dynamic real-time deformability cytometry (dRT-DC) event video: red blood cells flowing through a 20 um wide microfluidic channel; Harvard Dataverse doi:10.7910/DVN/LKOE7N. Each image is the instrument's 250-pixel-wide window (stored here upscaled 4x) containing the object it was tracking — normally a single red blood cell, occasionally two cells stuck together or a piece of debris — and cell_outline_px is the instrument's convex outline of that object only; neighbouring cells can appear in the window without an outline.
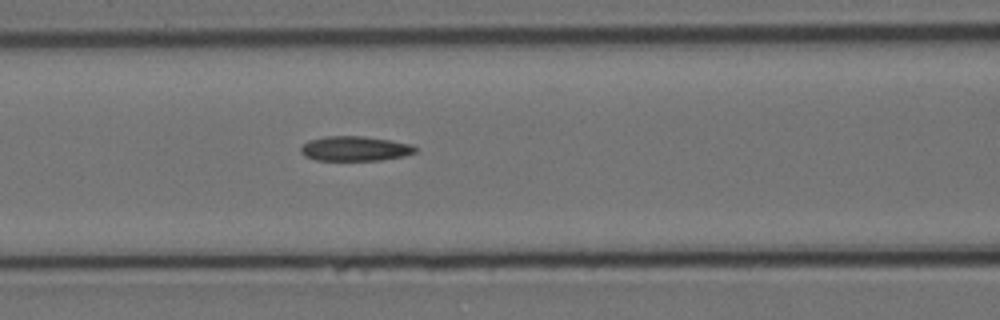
{"species": "Egyptian fruit bat (a non-hibernating species)", "species_latin": "Rousettus aegyptiacus", "temperature_condition": "cold", "stored_images_in_passage": 15, "camera_frame_rate_fps": 3000, "um_per_image_px": 0.085, "animal": {"sex": "female"}, "frame": {"image": 1, "passage_image": 5, "time_ms": 1.333, "image_size_px": [1000, 320], "cell_outline_px": [[416, 152], [404, 156], [380, 160], [316, 160], [304, 156], [300, 152], [300, 148], [308, 140], [324, 136], [364, 136], [412, 144], [416, 148]], "centroid_in_image_um": [30.14, 12.63], "position_along_channel_um": 136.5, "area_um2": 16.53}}
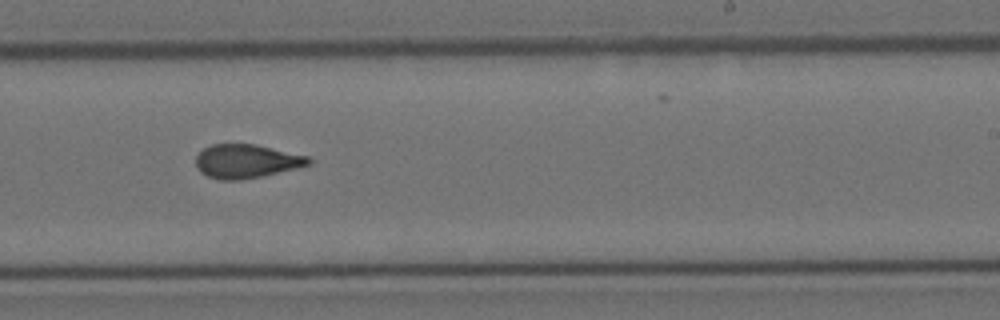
{"frame": {"image": 2, "passage_image": 9, "time_ms": 2.667, "image_size_px": [1000, 320], "cell_outline_px": [[312, 164], [300, 168], [264, 176], [240, 180], [220, 180], [208, 176], [200, 172], [196, 168], [196, 156], [204, 148], [212, 144], [256, 144], [308, 156], [312, 160]], "centroid_in_image_um": [20.98, 13.71], "position_along_channel_um": 268.0, "area_um2": 22.48}}
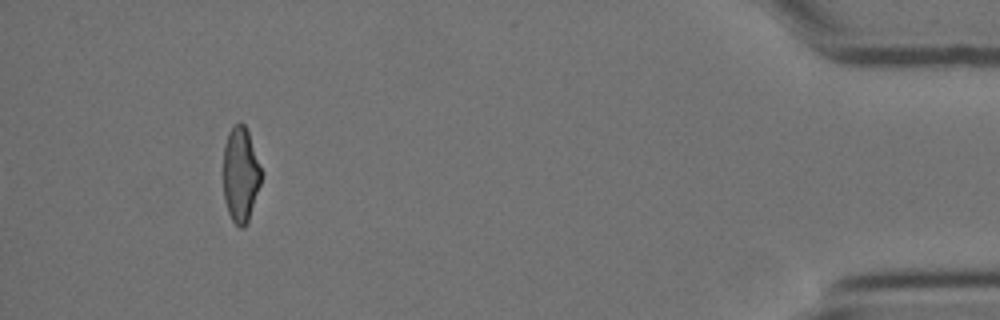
{"frame": {"image": 3, "passage_image": 14, "time_ms": 4.333, "image_size_px": [1000, 320], "cell_outline_px": [[260, 184], [248, 220], [244, 228], [240, 228], [232, 220], [228, 212], [224, 200], [224, 144], [228, 132], [240, 120], [244, 124], [248, 132], [260, 168]], "centroid_in_image_um": [20.42, 14.84], "position_along_channel_um": 414.8, "area_um2": 20.58}}